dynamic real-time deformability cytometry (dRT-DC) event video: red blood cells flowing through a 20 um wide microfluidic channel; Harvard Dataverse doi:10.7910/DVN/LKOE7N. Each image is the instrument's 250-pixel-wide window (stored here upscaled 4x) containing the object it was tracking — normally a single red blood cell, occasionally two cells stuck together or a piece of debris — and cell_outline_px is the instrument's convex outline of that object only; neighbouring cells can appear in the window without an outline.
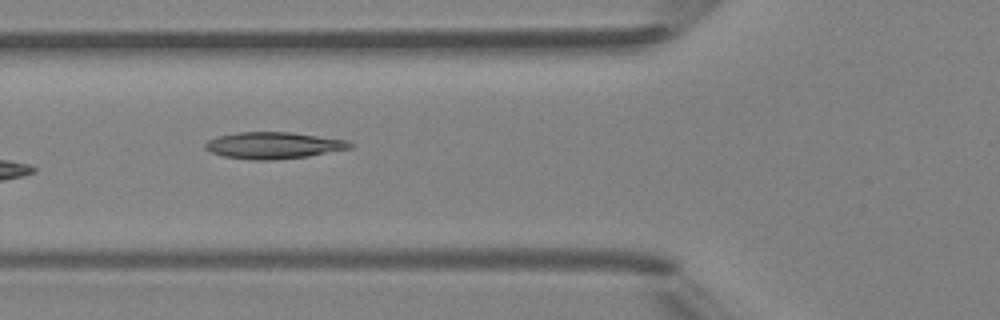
{"species": "Egyptian fruit bat (a non-hibernating species)", "species_latin": "Rousettus aegyptiacus", "temperature_condition": "room temperature", "stored_images_in_passage": 7, "camera_frame_rate_fps": 3000, "um_per_image_px": 0.085, "animal": {"sex": "female"}, "frame": {"image": 1, "passage_image": 6, "time_ms": 6.0, "image_size_px": [1000, 320], "cell_outline_px": [[352, 148], [308, 156], [272, 160], [252, 160], [224, 156], [212, 152], [204, 148], [204, 144], [208, 140], [216, 136], [236, 132], [292, 132], [348, 140], [352, 144]], "centroid_in_image_um": [23.24, 12.35], "position_along_channel_um": 102.6, "area_um2": 22.54}}
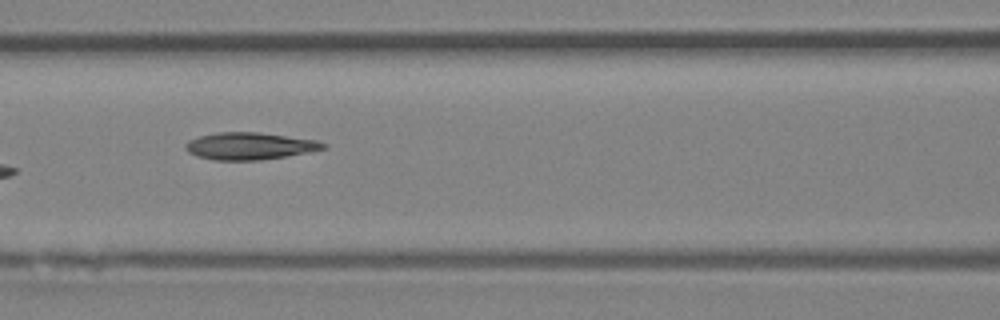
{"frame": {"image": 2, "passage_image": 7, "time_ms": 7.0, "image_size_px": [1000, 320], "cell_outline_px": [[328, 144], [324, 148], [308, 152], [260, 160], [212, 160], [196, 156], [188, 152], [184, 148], [184, 144], [188, 140], [200, 136], [216, 132], [256, 132], [316, 140]], "centroid_in_image_um": [21.15, 12.41], "position_along_channel_um": 145.4, "area_um2": 21.68}}